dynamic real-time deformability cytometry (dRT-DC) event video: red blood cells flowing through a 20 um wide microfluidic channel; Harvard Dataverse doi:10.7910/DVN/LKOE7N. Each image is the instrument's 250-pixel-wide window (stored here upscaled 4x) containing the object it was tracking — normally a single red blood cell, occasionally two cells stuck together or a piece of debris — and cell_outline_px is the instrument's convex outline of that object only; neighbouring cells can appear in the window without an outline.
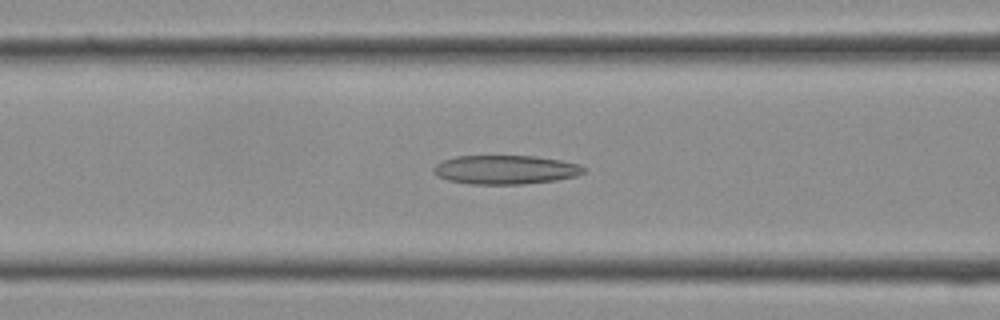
{"species": "Egyptian fruit bat (a non-hibernating species)", "species_latin": "Rousettus aegyptiacus", "temperature_condition": "cold", "stored_images_in_passage": 22, "camera_frame_rate_fps": 3000, "um_per_image_px": 0.085, "frame": {"image": 1, "passage_image": 12, "time_ms": 3.667, "image_size_px": [1000, 320], "cell_outline_px": [[584, 172], [576, 176], [556, 180], [524, 184], [468, 184], [448, 180], [436, 176], [432, 172], [432, 168], [436, 164], [444, 160], [456, 156], [536, 156], [560, 160], [580, 164], [584, 168]], "centroid_in_image_um": [42.93, 14.43], "position_along_channel_um": 123.7, "area_um2": 25.43}}
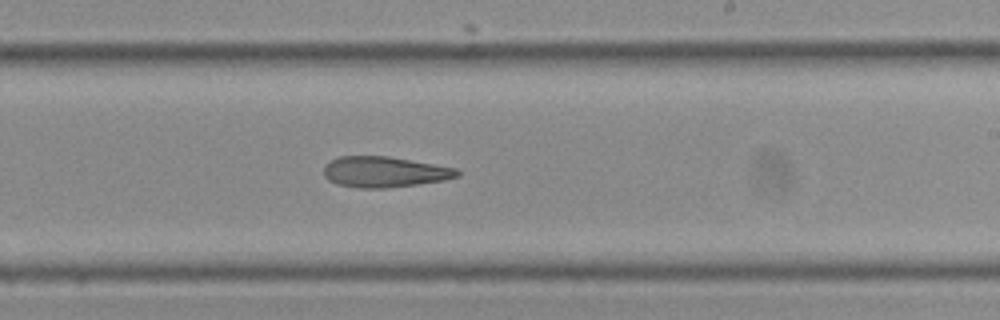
{"frame": {"image": 2, "passage_image": 18, "time_ms": 5.667, "image_size_px": [1000, 320], "cell_outline_px": [[460, 176], [444, 180], [416, 184], [384, 188], [360, 188], [336, 184], [328, 180], [324, 176], [324, 164], [340, 156], [388, 156], [456, 168], [460, 172]], "centroid_in_image_um": [32.65, 14.61], "position_along_channel_um": 256.3, "area_um2": 23.81}}
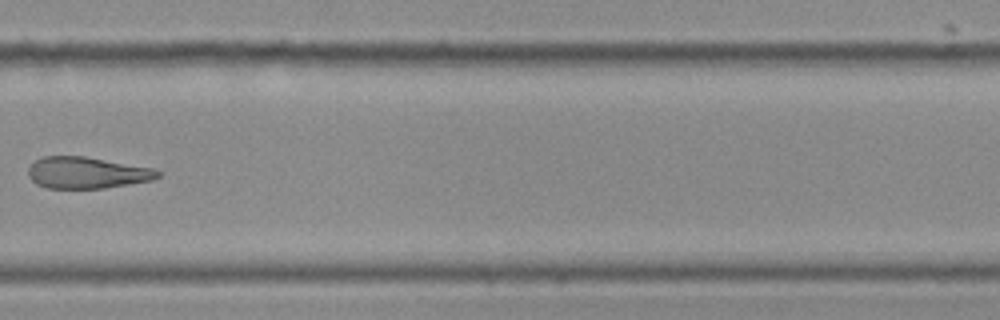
{"frame": {"image": 3, "passage_image": 21, "time_ms": 6.667, "image_size_px": [1000, 320], "cell_outline_px": [[164, 172], [160, 176], [152, 180], [104, 188], [48, 188], [36, 184], [28, 176], [28, 168], [36, 160], [44, 156], [84, 156], [152, 168]], "centroid_in_image_um": [7.39, 14.68], "position_along_channel_um": 322.4, "area_um2": 23.7}}